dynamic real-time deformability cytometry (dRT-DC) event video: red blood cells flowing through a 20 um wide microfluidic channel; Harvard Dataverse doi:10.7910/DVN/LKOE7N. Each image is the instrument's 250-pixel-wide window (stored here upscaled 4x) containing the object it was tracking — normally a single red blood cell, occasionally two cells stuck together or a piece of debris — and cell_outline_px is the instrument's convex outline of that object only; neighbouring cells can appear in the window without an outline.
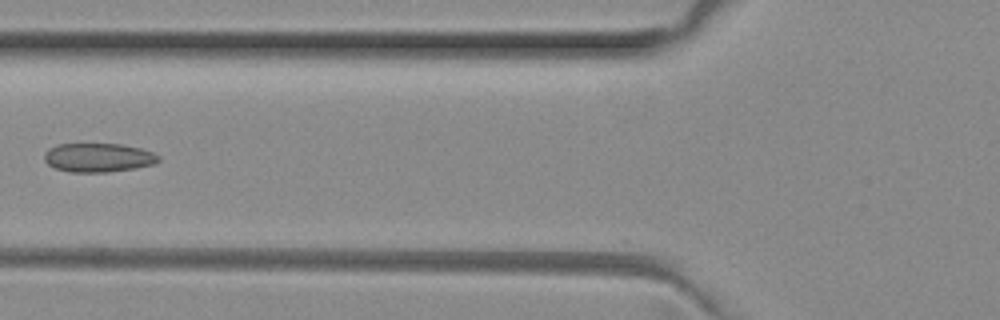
{"species": "common noctule bat (a hibernating species)", "species_latin": "Nyctalus noctula", "temperature_condition": "room temperature", "stored_images_in_passage": 7, "camera_frame_rate_fps": 3000, "um_per_image_px": 0.085, "animal": {"sex": "female", "body_mass_g": 29.2, "forearm_length_mm": 56.3}, "frame": {"image": 1, "passage_image": 6, "time_ms": 1.667, "image_size_px": [1000, 320], "cell_outline_px": [[160, 160], [152, 164], [136, 168], [108, 172], [68, 172], [56, 168], [48, 164], [44, 160], [44, 152], [48, 148], [56, 144], [120, 144], [140, 148], [152, 152], [160, 156]], "centroid_in_image_um": [8.33, 13.39], "position_along_channel_um": 117.5, "area_um2": 19.31}}
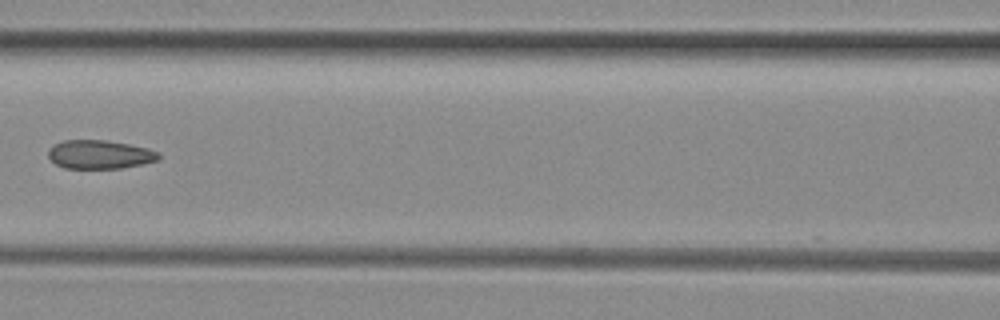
{"frame": {"image": 2, "passage_image": 7, "time_ms": 2.0, "image_size_px": [1000, 320], "cell_outline_px": [[160, 160], [120, 168], [64, 168], [56, 164], [48, 156], [48, 148], [52, 144], [64, 140], [104, 140], [128, 144], [148, 148], [160, 152]], "centroid_in_image_um": [8.46, 13.12], "position_along_channel_um": 158.1, "area_um2": 18.5}}